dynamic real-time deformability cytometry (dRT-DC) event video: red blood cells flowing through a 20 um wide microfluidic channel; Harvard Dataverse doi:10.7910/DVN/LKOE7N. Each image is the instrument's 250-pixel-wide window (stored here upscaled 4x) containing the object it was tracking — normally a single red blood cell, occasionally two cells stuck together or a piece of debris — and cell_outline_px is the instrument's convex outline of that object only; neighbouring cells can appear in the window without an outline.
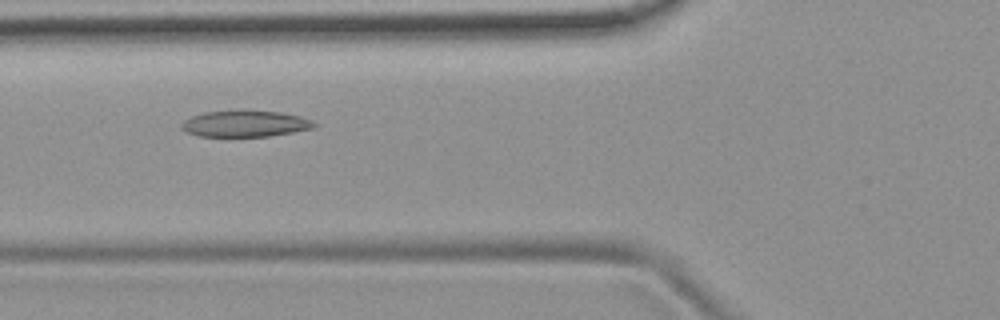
{"species": "common noctule bat (a hibernating species)", "species_latin": "Nyctalus noctula", "temperature_condition": "room temperature", "stored_images_in_passage": 7, "camera_frame_rate_fps": 3000, "um_per_image_px": 0.085, "animal": {"sex": "female", "body_mass_g": 19.9}, "frame": {"image": 1, "passage_image": 5, "time_ms": 1.333, "image_size_px": [1000, 320], "cell_outline_px": [[316, 124], [312, 128], [292, 132], [268, 136], [196, 136], [180, 128], [180, 124], [184, 120], [192, 116], [204, 112], [232, 108], [236, 108], [280, 112], [300, 116], [312, 120]], "centroid_in_image_um": [20.78, 10.47], "position_along_channel_um": 105.0, "area_um2": 20.87}}
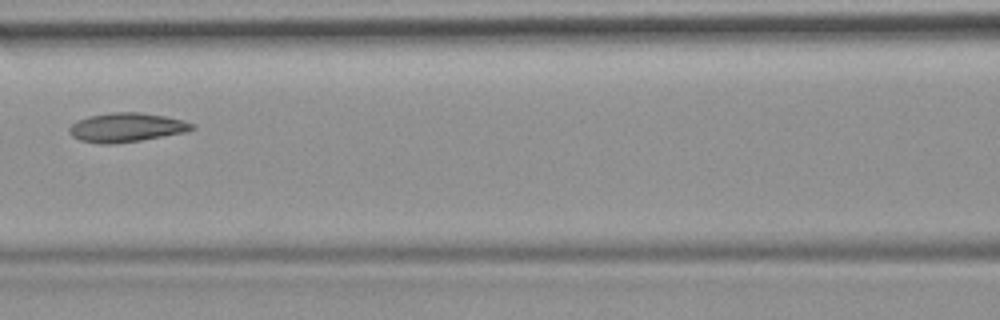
{"frame": {"image": 2, "passage_image": 6, "time_ms": 1.667, "image_size_px": [1000, 320], "cell_outline_px": [[196, 128], [184, 132], [140, 140], [112, 144], [104, 144], [80, 140], [72, 136], [68, 132], [68, 128], [76, 120], [88, 116], [112, 112], [140, 112], [164, 116], [184, 120], [196, 124]], "centroid_in_image_um": [10.74, 10.82], "position_along_channel_um": 155.9, "area_um2": 20.81}}
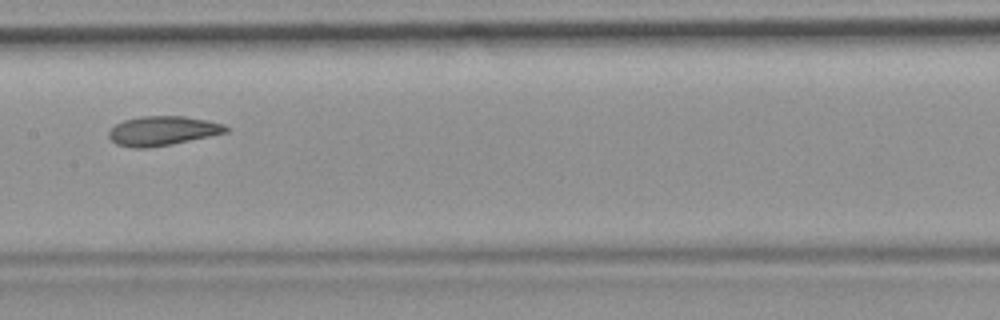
{"frame": {"image": 3, "passage_image": 7, "time_ms": 2.0, "image_size_px": [1000, 320], "cell_outline_px": [[228, 132], [172, 144], [148, 148], [132, 148], [116, 144], [108, 136], [108, 132], [116, 124], [124, 120], [140, 116], [184, 116], [208, 120], [224, 124], [228, 128]], "centroid_in_image_um": [13.81, 11.12], "position_along_channel_um": 193.6, "area_um2": 20.06}}